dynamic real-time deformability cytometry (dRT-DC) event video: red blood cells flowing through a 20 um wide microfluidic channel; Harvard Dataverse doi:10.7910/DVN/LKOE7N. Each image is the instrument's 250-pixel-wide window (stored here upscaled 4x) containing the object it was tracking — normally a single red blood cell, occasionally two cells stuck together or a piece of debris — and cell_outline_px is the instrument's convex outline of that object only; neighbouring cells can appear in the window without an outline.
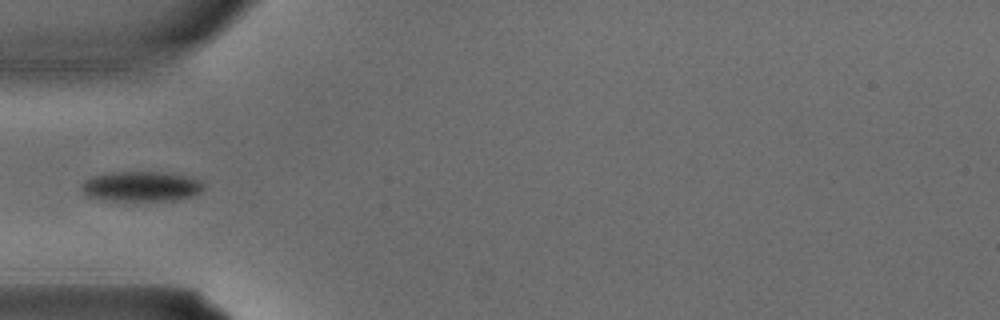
{"species": "common noctule bat (a hibernating species)", "species_latin": "Nyctalus noctula", "temperature_condition": "warm", "stored_images_in_passage": 2, "camera_frame_rate_fps": 3000, "um_per_image_px": 0.085, "animal": {"sex": "male", "body_mass_g": 15.6}, "frame": {"image": 1, "passage_image": 2, "time_ms": 0.333, "image_size_px": [1000, 320], "cell_outline_px": [[204, 188], [200, 192], [188, 196], [172, 200], [104, 200], [88, 196], [80, 188], [80, 184], [84, 180], [92, 176], [112, 172], [172, 172], [192, 176], [200, 180], [204, 184]], "centroid_in_image_um": [12.01, 15.82], "position_along_channel_um": 73.0, "area_um2": 21.5}}